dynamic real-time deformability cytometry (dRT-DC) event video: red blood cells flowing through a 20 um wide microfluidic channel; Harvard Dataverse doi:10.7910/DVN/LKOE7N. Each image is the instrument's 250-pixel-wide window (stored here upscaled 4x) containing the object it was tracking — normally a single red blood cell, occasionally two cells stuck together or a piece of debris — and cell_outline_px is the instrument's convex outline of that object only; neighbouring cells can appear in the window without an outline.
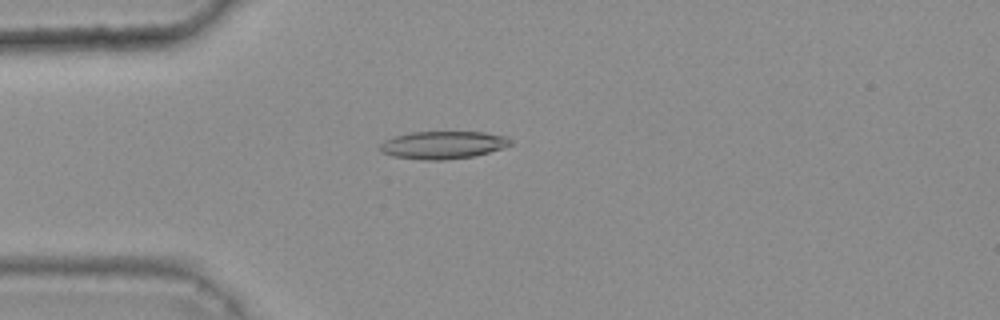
{"species": "common noctule bat (a hibernating species)", "species_latin": "Nyctalus noctula", "temperature_condition": "warm", "stored_images_in_passage": 35, "camera_frame_rate_fps": 3000, "um_per_image_px": 0.085, "animal": {"sex": "female", "body_mass_g": 25.1}, "frame": {"image": 1, "passage_image": 3, "time_ms": 0.667, "image_size_px": [1000, 320], "cell_outline_px": [[512, 144], [488, 152], [472, 156], [444, 160], [424, 160], [392, 156], [380, 152], [376, 148], [384, 140], [396, 136], [412, 132], [484, 132], [508, 136], [512, 140]], "centroid_in_image_um": [37.61, 12.32], "position_along_channel_um": 47.4, "area_um2": 21.1}}
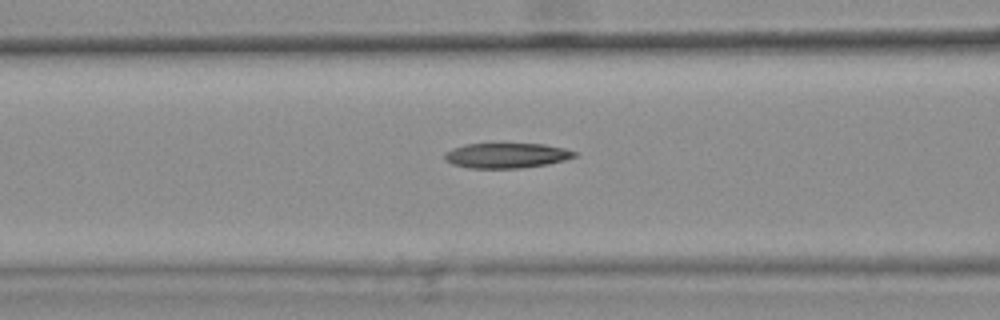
{"frame": {"image": 2, "passage_image": 10, "time_ms": 3.0, "image_size_px": [1000, 320], "cell_outline_px": [[576, 156], [564, 160], [548, 164], [520, 168], [468, 168], [452, 164], [444, 160], [444, 152], [452, 148], [464, 144], [504, 140], [544, 144], [564, 148], [576, 152]], "centroid_in_image_um": [43.0, 13.16], "position_along_channel_um": 123.6, "area_um2": 20.17}}
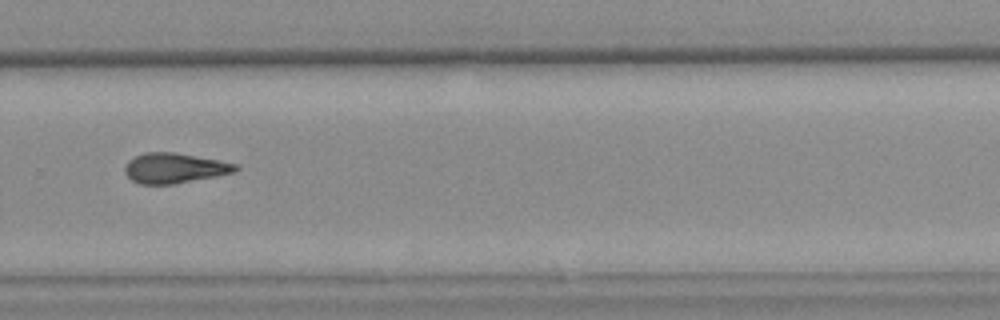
{"frame": {"image": 3, "passage_image": 25, "time_ms": 8.0, "image_size_px": [1000, 320], "cell_outline_px": [[240, 168], [236, 172], [216, 176], [172, 184], [140, 184], [132, 180], [124, 172], [124, 168], [128, 160], [136, 156], [148, 152], [176, 152], [236, 164]], "centroid_in_image_um": [14.82, 14.29], "position_along_channel_um": 315.0, "area_um2": 19.25}, "authors_computed_cell_mechanics": {"area_um2": 19.3052, "velocity_mm_per_s": 3.8412, "shape_relaxation_time_tau1_ms": null, "shape_relaxation_time_tau2_ms": 7.0446, "deformation_change_tau1": null, "deformation_change_tau2": 0.1891}}